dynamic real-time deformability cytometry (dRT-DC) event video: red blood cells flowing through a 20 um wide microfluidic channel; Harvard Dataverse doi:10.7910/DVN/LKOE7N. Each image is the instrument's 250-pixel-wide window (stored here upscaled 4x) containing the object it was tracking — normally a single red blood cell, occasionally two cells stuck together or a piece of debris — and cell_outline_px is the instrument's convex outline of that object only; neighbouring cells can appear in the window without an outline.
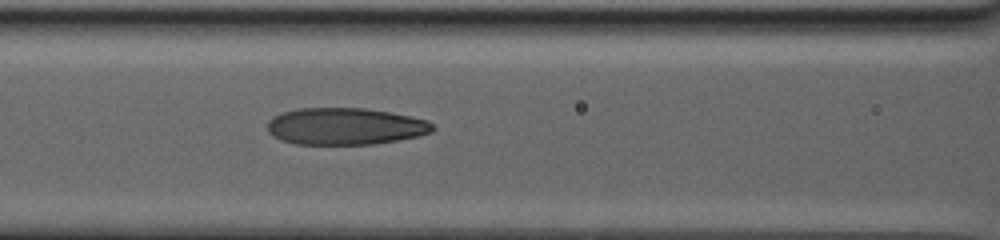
{"species": "human", "species_latin": "Homo sapiens", "temperature_condition": "warm", "stored_images_in_passage": 14, "camera_frame_rate_fps": 3000, "um_per_image_px": 0.085, "donor": {"sex": "male"}, "frame": {"image": 1, "passage_image": 14, "time_ms": 9.333, "image_size_px": [1000, 240], "cell_outline_px": [[436, 128], [432, 132], [420, 136], [372, 144], [296, 144], [280, 140], [272, 136], [268, 132], [268, 120], [272, 116], [280, 112], [300, 108], [364, 108], [392, 112], [412, 116], [428, 120]], "centroid_in_image_um": [29.34, 10.73], "position_along_channel_um": 137.3, "area_um2": 35.89}}